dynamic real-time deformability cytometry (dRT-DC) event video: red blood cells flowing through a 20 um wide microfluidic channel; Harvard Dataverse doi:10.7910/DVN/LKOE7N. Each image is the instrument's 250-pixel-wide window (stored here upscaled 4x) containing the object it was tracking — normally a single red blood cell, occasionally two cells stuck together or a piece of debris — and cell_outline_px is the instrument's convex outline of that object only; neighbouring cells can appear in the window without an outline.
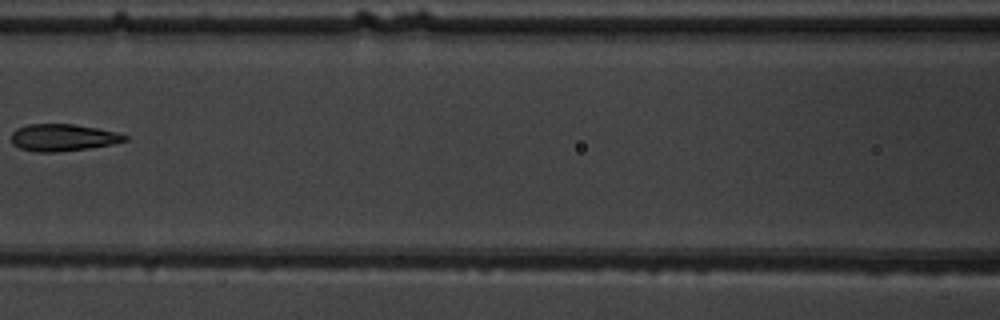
{"species": "common noctule bat (a hibernating species)", "species_latin": "Nyctalus noctula", "temperature_condition": "warm", "stored_images_in_passage": 6, "camera_frame_rate_fps": 3000, "um_per_image_px": 0.085, "animal": {"sex": "male", "body_mass_g": 19.5, "forearm_length_mm": 54.6}, "frame": {"image": 1, "passage_image": 5, "time_ms": 5.667, "image_size_px": [1000, 320], "cell_outline_px": [[128, 140], [112, 144], [88, 148], [56, 152], [36, 152], [20, 148], [12, 144], [12, 132], [16, 128], [28, 124], [72, 124], [96, 128], [116, 132], [128, 136]], "centroid_in_image_um": [5.33, 11.69], "position_along_channel_um": 161.3, "area_um2": 17.8}}
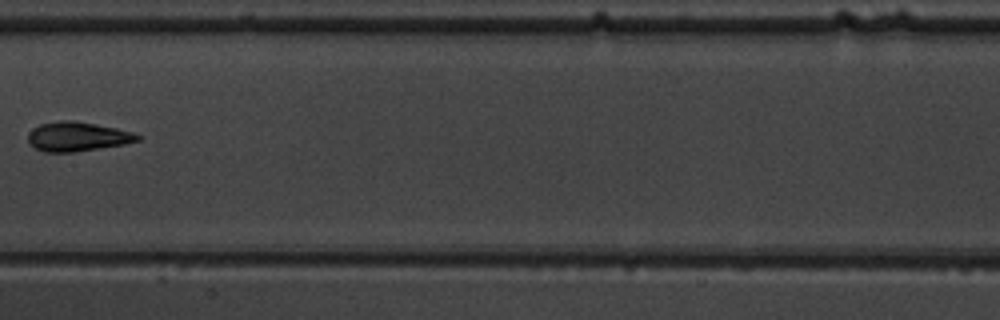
{"frame": {"image": 2, "passage_image": 6, "time_ms": 6.667, "image_size_px": [1000, 320], "cell_outline_px": [[140, 140], [124, 144], [76, 152], [44, 152], [36, 148], [28, 140], [28, 132], [32, 128], [40, 124], [56, 120], [76, 120], [116, 128], [132, 132], [140, 136]], "centroid_in_image_um": [6.56, 11.6], "position_along_channel_um": 200.8, "area_um2": 18.79}}